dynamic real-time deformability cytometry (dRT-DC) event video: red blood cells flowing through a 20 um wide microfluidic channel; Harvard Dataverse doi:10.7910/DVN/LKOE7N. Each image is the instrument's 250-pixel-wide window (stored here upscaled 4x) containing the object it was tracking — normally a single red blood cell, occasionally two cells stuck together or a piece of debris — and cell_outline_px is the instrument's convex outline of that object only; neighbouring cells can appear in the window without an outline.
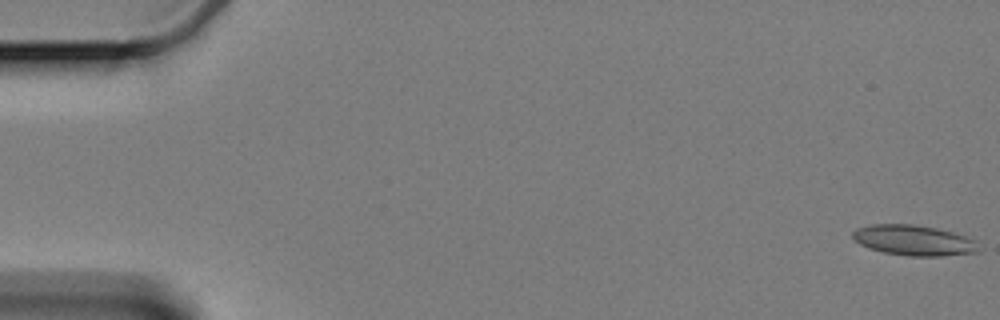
{"species": "Egyptian fruit bat (a non-hibernating species)", "species_latin": "Rousettus aegyptiacus", "temperature_condition": "cold", "stored_images_in_passage": 61, "segment_of_instrument_passage": [1, 2], "camera_frame_rate_fps": 3000, "um_per_image_px": 0.085, "animal": {"sex": "female"}, "frame": {"image": 1, "passage_image": 1, "time_ms": 0.0, "image_size_px": [1000, 320], "cell_outline_px": [[980, 252], [940, 256], [908, 256], [884, 252], [868, 248], [860, 244], [852, 236], [852, 232], [856, 228], [868, 224], [912, 224], [936, 228], [952, 232], [976, 240]], "centroid_in_image_um": [77.66, 20.42], "position_along_channel_um": 7.3, "area_um2": 22.37}}
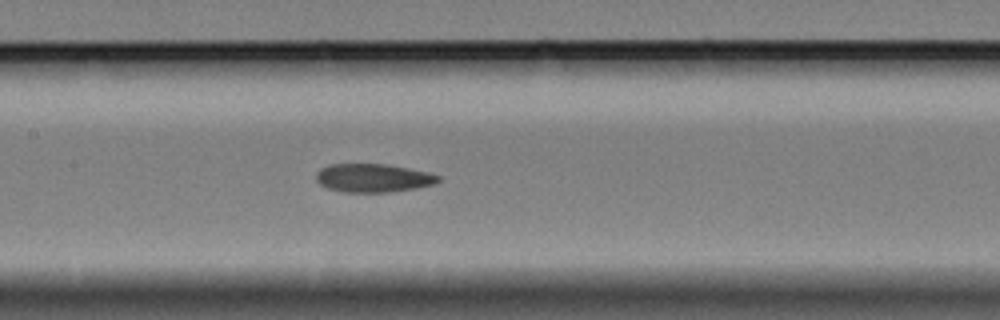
{"frame": {"image": 2, "passage_image": 29, "time_ms": 9.333, "image_size_px": [1000, 320], "cell_outline_px": [[440, 180], [432, 184], [416, 188], [388, 192], [344, 192], [328, 188], [320, 184], [316, 180], [316, 172], [320, 168], [328, 164], [384, 164], [408, 168], [428, 172], [440, 176]], "centroid_in_image_um": [31.68, 15.12], "position_along_channel_um": 175.7, "area_um2": 20.17}}
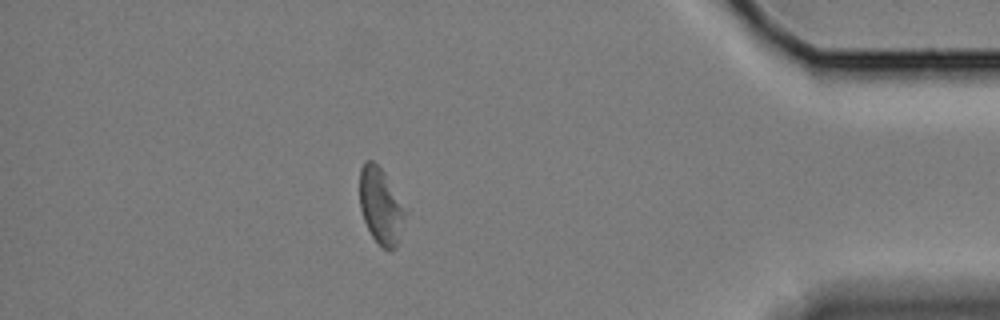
{"frame": {"image": 3, "passage_image": 53, "time_ms": 17.333, "image_size_px": [1000, 320], "cell_outline_px": [[408, 212], [400, 240], [396, 248], [384, 248], [372, 236], [364, 220], [360, 208], [360, 168], [368, 160], [372, 160], [384, 172], [408, 208]], "centroid_in_image_um": [32.43, 17.51], "position_along_channel_um": 402.8, "area_um2": 20.52}}